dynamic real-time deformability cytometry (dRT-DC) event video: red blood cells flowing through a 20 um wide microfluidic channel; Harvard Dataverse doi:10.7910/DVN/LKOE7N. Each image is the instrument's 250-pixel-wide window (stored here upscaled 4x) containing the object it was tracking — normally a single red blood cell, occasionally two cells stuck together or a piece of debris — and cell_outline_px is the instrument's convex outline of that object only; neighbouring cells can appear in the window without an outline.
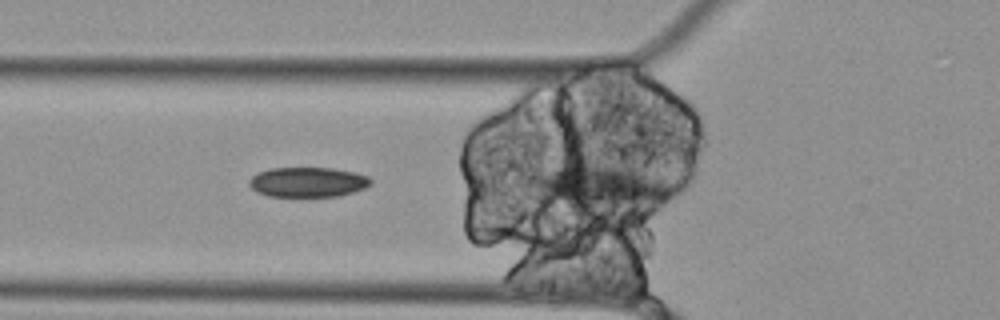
{"species": "Egyptian fruit bat (a non-hibernating species)", "species_latin": "Rousettus aegyptiacus", "temperature_condition": "cold", "stored_images_in_passage": 21, "camera_frame_rate_fps": 3000, "um_per_image_px": 0.085, "animal": {"sex": "female"}, "frame": {"image": 1, "passage_image": 18, "time_ms": 5.667, "image_size_px": [1000, 320], "cell_outline_px": [[372, 184], [364, 188], [340, 196], [268, 196], [256, 192], [248, 184], [248, 180], [252, 176], [260, 172], [272, 168], [332, 168], [356, 172], [368, 176], [372, 180]], "centroid_in_image_um": [26.18, 15.48], "position_along_channel_um": 99.6, "area_um2": 21.21}}